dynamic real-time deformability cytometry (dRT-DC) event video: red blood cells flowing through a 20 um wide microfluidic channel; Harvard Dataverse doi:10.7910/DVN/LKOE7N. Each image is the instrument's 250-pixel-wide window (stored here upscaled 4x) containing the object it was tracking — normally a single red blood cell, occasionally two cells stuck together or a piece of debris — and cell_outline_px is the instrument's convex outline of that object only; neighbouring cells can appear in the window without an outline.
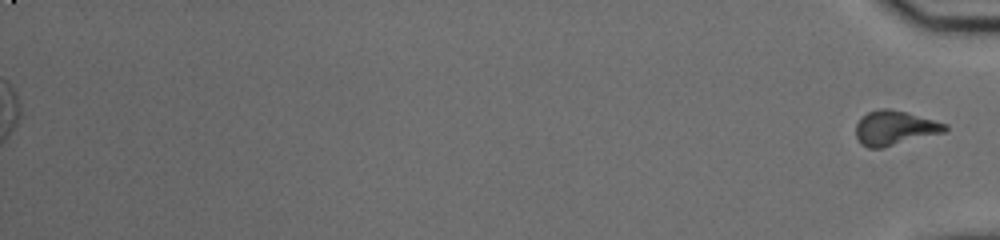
{"species": "common noctule bat (a hibernating species)", "species_latin": "Nyctalus noctula", "temperature_condition": "cold", "stored_images_in_passage": 45, "segment_of_instrument_passage": [2, 2], "camera_frame_rate_fps": 3000, "um_per_image_px": 0.085, "animal": {"sex": "male", "body_mass_g": 20.0, "forearm_length_mm": 53.3}, "frame": {"image": 1, "passage_image": 45, "time_ms": 14.667, "image_size_px": [1000, 240], "cell_outline_px": [[948, 128], [944, 132], [884, 148], [868, 148], [860, 144], [856, 136], [856, 124], [868, 112], [880, 108], [888, 108], [904, 112], [948, 124]], "centroid_in_image_um": [76.03, 10.9], "position_along_channel_um": 359.2, "area_um2": 17.8}}